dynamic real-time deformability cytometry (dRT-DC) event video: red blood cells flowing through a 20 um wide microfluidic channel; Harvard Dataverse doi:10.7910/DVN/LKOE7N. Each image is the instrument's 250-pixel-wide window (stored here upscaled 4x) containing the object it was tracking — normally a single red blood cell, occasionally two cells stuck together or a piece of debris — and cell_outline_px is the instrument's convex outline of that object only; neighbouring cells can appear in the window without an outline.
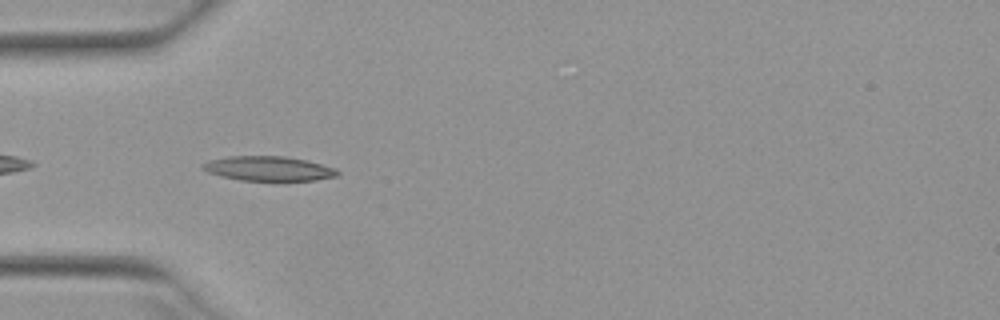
{"species": "Egyptian fruit bat (a non-hibernating species)", "species_latin": "Rousettus aegyptiacus", "temperature_condition": "warm", "stored_images_in_passage": 37, "camera_frame_rate_fps": 3000, "um_per_image_px": 0.085, "animal": {"sex": "female"}, "frame": {"image": 1, "passage_image": 2, "time_ms": 0.333, "image_size_px": [1000, 320], "cell_outline_px": [[340, 172], [336, 176], [316, 180], [240, 180], [220, 176], [208, 172], [200, 168], [200, 164], [208, 160], [228, 156], [284, 156], [308, 160], [336, 168]], "centroid_in_image_um": [22.79, 14.31], "position_along_channel_um": 62.2, "area_um2": 19.42}}
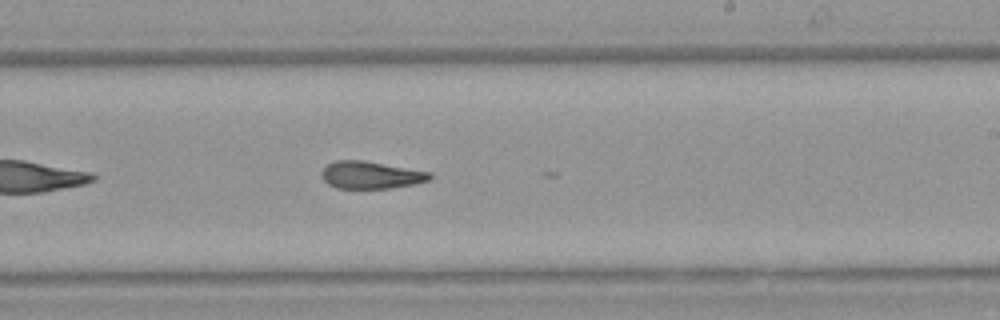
{"frame": {"image": 2, "passage_image": 17, "time_ms": 5.333, "image_size_px": [1000, 320], "cell_outline_px": [[432, 180], [412, 184], [388, 188], [336, 188], [328, 184], [324, 180], [320, 172], [328, 164], [336, 160], [364, 160], [432, 172]], "centroid_in_image_um": [31.53, 14.87], "position_along_channel_um": 257.5, "area_um2": 17.28}}
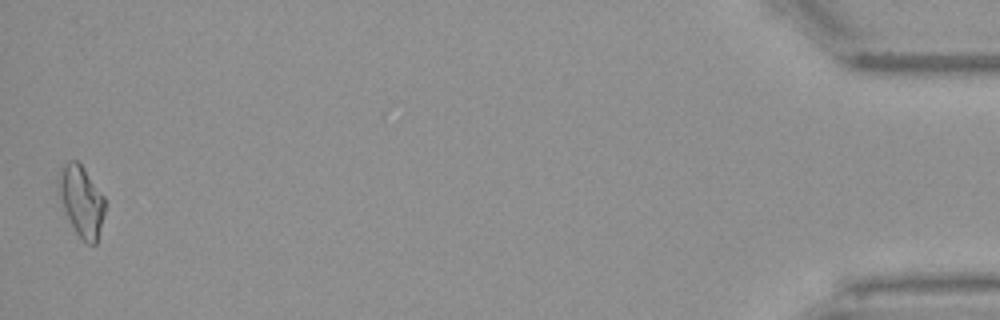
{"frame": {"image": 3, "passage_image": 37, "time_ms": 12.0, "image_size_px": [1000, 320], "cell_outline_px": [[104, 212], [96, 244], [88, 244], [76, 232], [64, 208], [60, 196], [60, 172], [64, 164], [68, 160], [76, 160], [84, 168], [104, 196]], "centroid_in_image_um": [6.95, 17.07], "position_along_channel_um": 428.3, "area_um2": 18.26}, "authors_computed_cell_mechanics": {"area_um2": 17.8024, "velocity_mm_per_s": 3.9538, "shape_relaxation_time_tau1_ms": 9.9751, "shape_relaxation_time_tau2_ms": 3.5411, "deformation_change_tau1": 0.2607, "deformation_change_tau2": 0.1224}}